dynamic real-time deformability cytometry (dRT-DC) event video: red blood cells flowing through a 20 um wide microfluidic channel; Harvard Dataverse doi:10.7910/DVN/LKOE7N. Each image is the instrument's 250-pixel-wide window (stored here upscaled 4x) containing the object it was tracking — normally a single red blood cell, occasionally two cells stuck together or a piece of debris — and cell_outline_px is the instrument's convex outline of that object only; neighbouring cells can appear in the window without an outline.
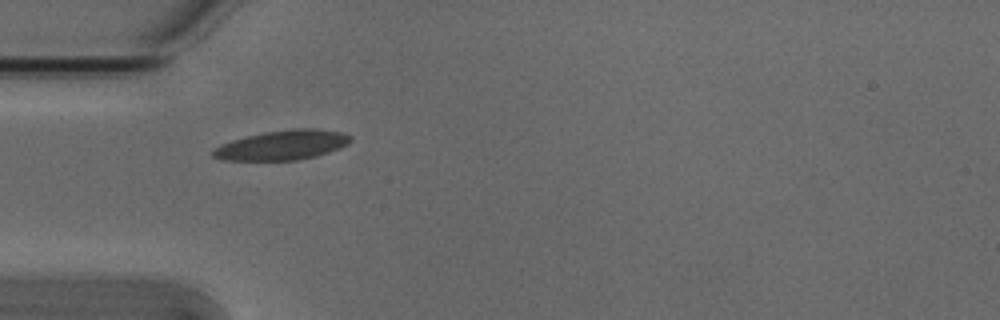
{"species": "Egyptian fruit bat (a non-hibernating species)", "species_latin": "Rousettus aegyptiacus", "temperature_condition": "cold", "stored_images_in_passage": 2, "camera_frame_rate_fps": 3000, "um_per_image_px": 0.085, "animal": {"sex": "male"}, "frame": {"image": 1, "passage_image": 1, "time_ms": 0.0, "image_size_px": [1000, 320], "cell_outline_px": [[352, 140], [348, 144], [340, 148], [316, 156], [296, 160], [220, 160], [212, 156], [212, 152], [220, 144], [232, 140], [264, 132], [292, 128], [316, 128], [344, 132], [352, 136]], "centroid_in_image_um": [24.04, 12.32], "position_along_channel_um": 61.0, "area_um2": 23.87}}
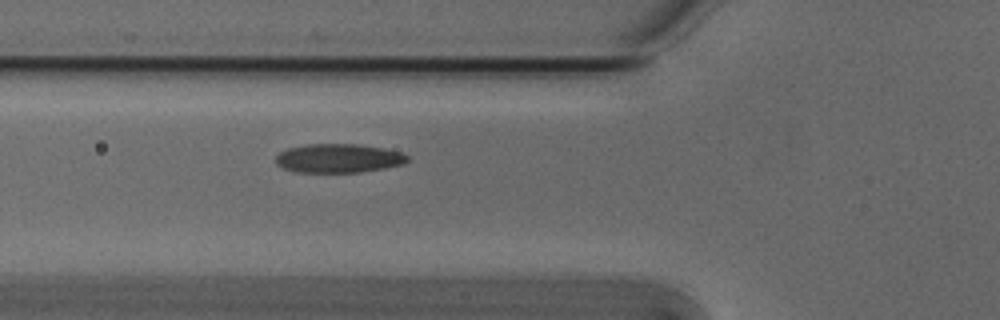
{"frame": {"image": 2, "passage_image": 2, "time_ms": 0.333, "image_size_px": [1000, 320], "cell_outline_px": [[408, 160], [404, 164], [384, 168], [360, 172], [296, 172], [284, 168], [276, 164], [276, 156], [280, 152], [288, 148], [304, 144], [360, 144], [384, 148], [400, 152], [408, 156]], "centroid_in_image_um": [28.77, 13.45], "position_along_channel_um": 97.0, "area_um2": 22.2}}